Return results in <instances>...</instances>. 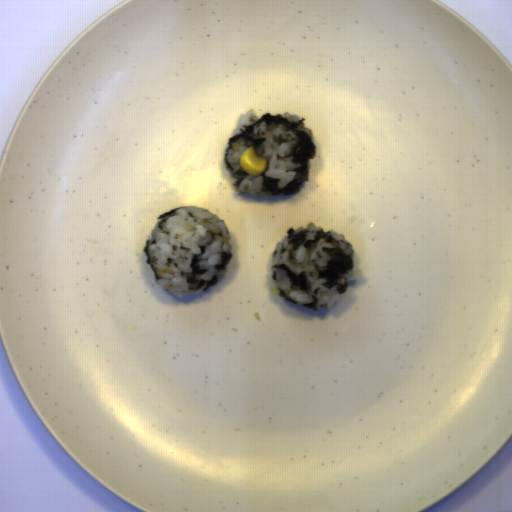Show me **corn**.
Returning a JSON list of instances; mask_svg holds the SVG:
<instances>
[{"instance_id":"51d56268","label":"corn","mask_w":512,"mask_h":512,"mask_svg":"<svg viewBox=\"0 0 512 512\" xmlns=\"http://www.w3.org/2000/svg\"><path fill=\"white\" fill-rule=\"evenodd\" d=\"M268 163L266 157L257 154L255 146L250 145L244 150L239 158V165L246 174L251 176H261L268 169Z\"/></svg>"}]
</instances>
